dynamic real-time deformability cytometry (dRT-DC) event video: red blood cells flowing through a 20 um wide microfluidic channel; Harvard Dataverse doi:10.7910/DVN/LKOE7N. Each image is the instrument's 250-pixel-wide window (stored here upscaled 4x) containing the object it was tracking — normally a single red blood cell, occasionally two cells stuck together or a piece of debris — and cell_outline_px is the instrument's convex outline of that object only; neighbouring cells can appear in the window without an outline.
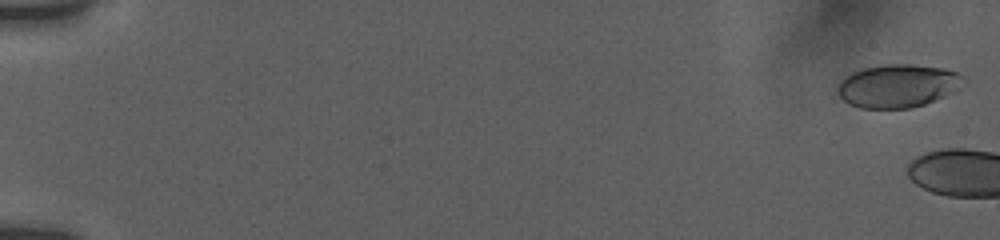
{"species": "human", "species_latin": "Homo sapiens", "temperature_condition": "room temperature", "stored_images_in_passage": 5, "camera_frame_rate_fps": 3000, "um_per_image_px": 0.085, "donor": {"sex": "female"}, "frame": {"image": 1, "passage_image": 1, "time_ms": 0.0, "image_size_px": [1000, 240], "cell_outline_px": [[968, 84], [956, 92], [936, 100], [912, 108], [860, 108], [844, 100], [836, 92], [836, 84], [844, 76], [852, 72], [864, 68], [884, 64], [908, 64], [944, 68], [956, 72], [964, 76], [968, 80]], "centroid_in_image_um": [76.37, 7.29], "position_along_channel_um": 8.6, "area_um2": 32.31}}